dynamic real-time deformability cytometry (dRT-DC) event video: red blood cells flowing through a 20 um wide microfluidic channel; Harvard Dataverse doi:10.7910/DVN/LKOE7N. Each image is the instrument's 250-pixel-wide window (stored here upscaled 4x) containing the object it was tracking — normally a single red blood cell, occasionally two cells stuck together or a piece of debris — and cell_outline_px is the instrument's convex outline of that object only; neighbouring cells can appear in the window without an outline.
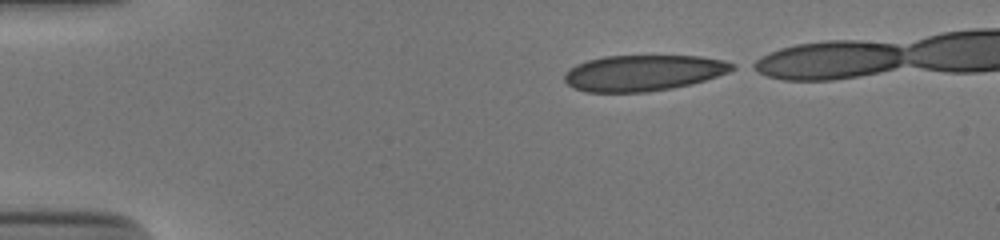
{"species": "human", "species_latin": "Homo sapiens", "temperature_condition": "cold", "stored_images_in_passage": 39, "camera_frame_rate_fps": 3000, "um_per_image_px": 0.085, "donor": {"sex": "male"}, "frame": {"image": 1, "passage_image": 1, "time_ms": 0.0, "image_size_px": [1000, 240], "cell_outline_px": [[736, 68], [728, 72], [692, 84], [672, 88], [648, 92], [588, 92], [572, 88], [564, 80], [564, 72], [568, 68], [576, 64], [588, 60], [604, 56], [700, 56], [724, 60], [736, 64]], "centroid_in_image_um": [54.65, 6.2], "position_along_channel_um": 30.3, "area_um2": 35.32}}
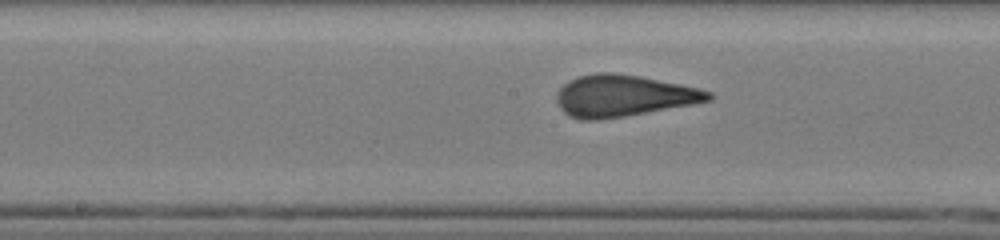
{"frame": {"image": 2, "passage_image": 19, "time_ms": 6.0, "image_size_px": [1000, 240], "cell_outline_px": [[716, 96], [712, 100], [692, 104], [624, 116], [600, 120], [584, 120], [572, 116], [564, 112], [560, 108], [556, 100], [556, 92], [568, 80], [580, 76], [600, 72], [612, 72], [640, 76], [700, 88], [712, 92]], "centroid_in_image_um": [53.0, 8.13], "position_along_channel_um": 195.2, "area_um2": 36.76}}
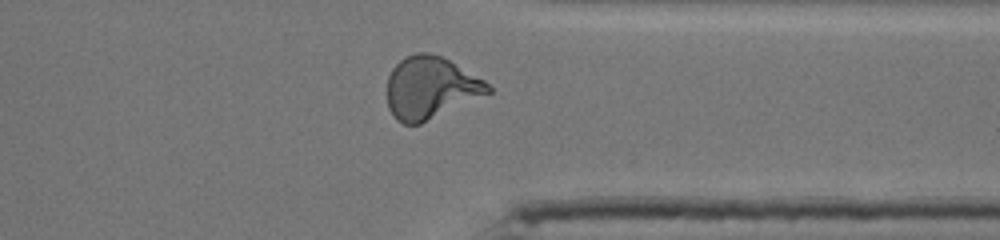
{"frame": {"image": 3, "passage_image": 33, "time_ms": 10.667, "image_size_px": [1000, 240], "cell_outline_px": [[492, 92], [420, 124], [404, 124], [396, 120], [392, 116], [388, 108], [388, 76], [392, 68], [404, 56], [416, 52], [428, 52], [440, 56], [448, 60], [484, 80], [492, 88]], "centroid_in_image_um": [36.57, 7.46], "position_along_channel_um": 374.8, "area_um2": 36.47}, "authors_computed_cell_mechanics": {"area_um2": 35.6626, "velocity_mm_per_s": 3.891, "shape_relaxation_time_tau1_ms": 6.5728, "shape_relaxation_time_tau2_ms": null, "deformation_change_tau1": 0.2143, "deformation_change_tau2": null}}